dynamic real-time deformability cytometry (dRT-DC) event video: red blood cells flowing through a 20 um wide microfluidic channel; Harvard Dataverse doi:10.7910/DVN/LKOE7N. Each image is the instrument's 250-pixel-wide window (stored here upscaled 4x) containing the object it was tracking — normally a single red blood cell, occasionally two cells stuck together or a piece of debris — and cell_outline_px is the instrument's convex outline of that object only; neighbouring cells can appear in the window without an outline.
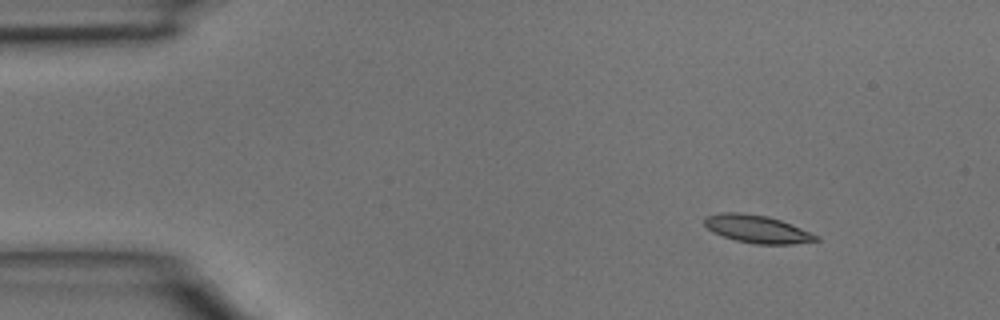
{"species": "common noctule bat (a hibernating species)", "species_latin": "Nyctalus noctula", "temperature_condition": "room temperature", "stored_images_in_passage": 3, "camera_frame_rate_fps": 3000, "um_per_image_px": 0.085, "animal": {"sex": "male", "body_mass_g": 15.6}, "frame": {"image": 1, "passage_image": 1, "time_ms": 0.0, "image_size_px": [1000, 320], "cell_outline_px": [[820, 240], [792, 244], [756, 244], [736, 240], [712, 232], [704, 224], [704, 216], [724, 212], [740, 212], [768, 216], [792, 224], [820, 236]], "centroid_in_image_um": [64.37, 19.46], "position_along_channel_um": 20.6, "area_um2": 18.09}}
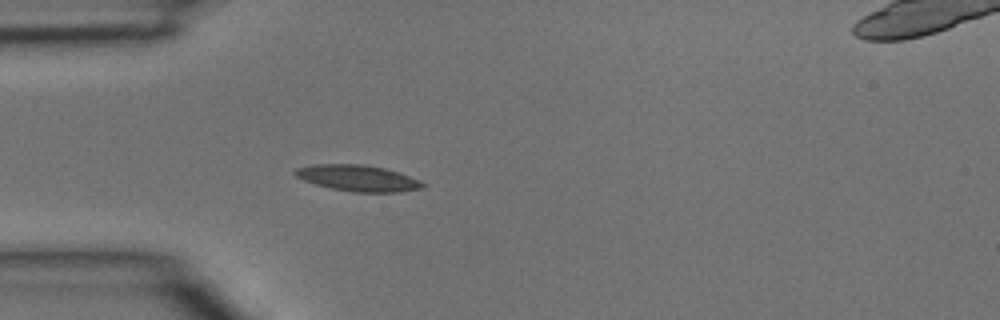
{"frame": {"image": 2, "passage_image": 3, "time_ms": 0.667, "image_size_px": [1000, 320], "cell_outline_px": [[428, 184], [424, 188], [400, 192], [352, 192], [332, 188], [316, 184], [304, 180], [296, 176], [292, 172], [296, 168], [312, 164], [364, 164], [384, 168], [420, 180]], "centroid_in_image_um": [30.44, 15.14], "position_along_channel_um": 54.6, "area_um2": 19.48}}